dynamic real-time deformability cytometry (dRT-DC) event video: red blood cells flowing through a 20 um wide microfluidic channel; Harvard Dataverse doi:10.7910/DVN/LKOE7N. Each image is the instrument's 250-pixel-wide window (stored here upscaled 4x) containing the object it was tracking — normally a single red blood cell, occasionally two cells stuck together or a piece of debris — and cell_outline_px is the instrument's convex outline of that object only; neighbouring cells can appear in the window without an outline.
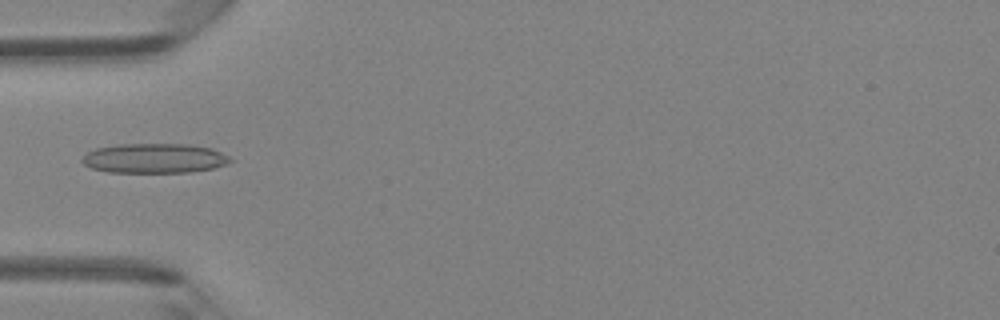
{"species": "Egyptian fruit bat (a non-hibernating species)", "species_latin": "Rousettus aegyptiacus", "temperature_condition": "room temperature", "stored_images_in_passage": 4, "camera_frame_rate_fps": 3000, "um_per_image_px": 0.085, "animal": {"sex": "female"}, "frame": {"image": 1, "passage_image": 3, "time_ms": 0.667, "image_size_px": [1000, 320], "cell_outline_px": [[232, 160], [228, 164], [212, 168], [188, 172], [108, 172], [92, 168], [84, 164], [80, 160], [88, 152], [96, 148], [120, 144], [188, 144], [212, 148], [228, 156]], "centroid_in_image_um": [13.12, 13.45], "position_along_channel_um": 71.9, "area_um2": 25.49}}
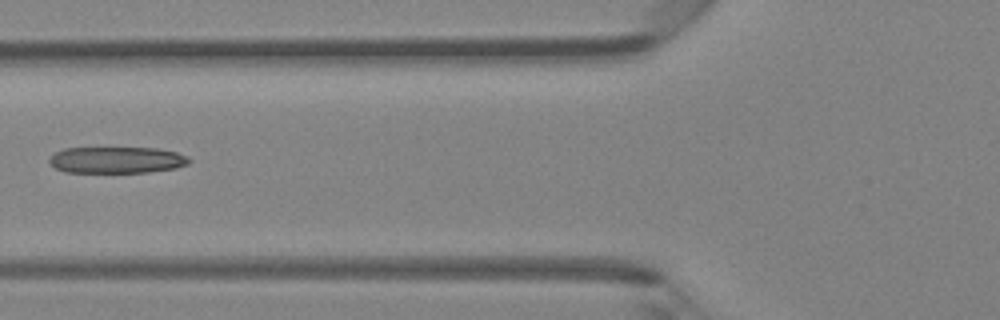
{"frame": {"image": 2, "passage_image": 4, "time_ms": 1.0, "image_size_px": [1000, 320], "cell_outline_px": [[192, 160], [188, 164], [176, 168], [148, 172], [64, 172], [56, 168], [48, 160], [56, 152], [64, 148], [156, 148], [176, 152], [188, 156]], "centroid_in_image_um": [9.96, 13.6], "position_along_channel_um": 115.8, "area_um2": 21.5}}